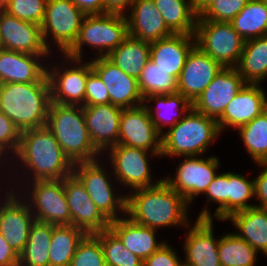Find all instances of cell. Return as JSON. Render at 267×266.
<instances>
[{"label": "cell", "mask_w": 267, "mask_h": 266, "mask_svg": "<svg viewBox=\"0 0 267 266\" xmlns=\"http://www.w3.org/2000/svg\"><path fill=\"white\" fill-rule=\"evenodd\" d=\"M188 206L185 198L162 180L155 186L126 195L125 215L139 225L156 230L161 226L188 227Z\"/></svg>", "instance_id": "6da1fadb"}, {"label": "cell", "mask_w": 267, "mask_h": 266, "mask_svg": "<svg viewBox=\"0 0 267 266\" xmlns=\"http://www.w3.org/2000/svg\"><path fill=\"white\" fill-rule=\"evenodd\" d=\"M15 155L33 173V181L61 180L73 172L74 164L46 126L22 131Z\"/></svg>", "instance_id": "7a4b0ae2"}, {"label": "cell", "mask_w": 267, "mask_h": 266, "mask_svg": "<svg viewBox=\"0 0 267 266\" xmlns=\"http://www.w3.org/2000/svg\"><path fill=\"white\" fill-rule=\"evenodd\" d=\"M50 103L49 82L0 84V111L20 132L46 126Z\"/></svg>", "instance_id": "3957f363"}, {"label": "cell", "mask_w": 267, "mask_h": 266, "mask_svg": "<svg viewBox=\"0 0 267 266\" xmlns=\"http://www.w3.org/2000/svg\"><path fill=\"white\" fill-rule=\"evenodd\" d=\"M46 127L73 164L98 158L100 151L92 143L81 105L51 102Z\"/></svg>", "instance_id": "277c9868"}, {"label": "cell", "mask_w": 267, "mask_h": 266, "mask_svg": "<svg viewBox=\"0 0 267 266\" xmlns=\"http://www.w3.org/2000/svg\"><path fill=\"white\" fill-rule=\"evenodd\" d=\"M220 134L217 120L191 108L182 120L162 134L161 156L203 155Z\"/></svg>", "instance_id": "5b68a950"}, {"label": "cell", "mask_w": 267, "mask_h": 266, "mask_svg": "<svg viewBox=\"0 0 267 266\" xmlns=\"http://www.w3.org/2000/svg\"><path fill=\"white\" fill-rule=\"evenodd\" d=\"M127 35L126 14L104 13L85 15L78 38L65 55L81 59L82 47L84 44H88L98 50L99 57H106L124 41Z\"/></svg>", "instance_id": "8992f818"}, {"label": "cell", "mask_w": 267, "mask_h": 266, "mask_svg": "<svg viewBox=\"0 0 267 266\" xmlns=\"http://www.w3.org/2000/svg\"><path fill=\"white\" fill-rule=\"evenodd\" d=\"M194 36L196 46L223 68L238 64L245 40L229 22L196 20Z\"/></svg>", "instance_id": "52a82bcc"}, {"label": "cell", "mask_w": 267, "mask_h": 266, "mask_svg": "<svg viewBox=\"0 0 267 266\" xmlns=\"http://www.w3.org/2000/svg\"><path fill=\"white\" fill-rule=\"evenodd\" d=\"M98 159L78 162L73 165V174L81 181L91 200L100 212L109 220H117L118 211L126 214V196L114 195L109 175L104 172ZM106 174V175H105Z\"/></svg>", "instance_id": "ba28073f"}, {"label": "cell", "mask_w": 267, "mask_h": 266, "mask_svg": "<svg viewBox=\"0 0 267 266\" xmlns=\"http://www.w3.org/2000/svg\"><path fill=\"white\" fill-rule=\"evenodd\" d=\"M85 14L71 0H48L41 24L45 46L50 50L47 37L53 36L56 46L65 54L76 42Z\"/></svg>", "instance_id": "9c48e42d"}, {"label": "cell", "mask_w": 267, "mask_h": 266, "mask_svg": "<svg viewBox=\"0 0 267 266\" xmlns=\"http://www.w3.org/2000/svg\"><path fill=\"white\" fill-rule=\"evenodd\" d=\"M32 186V195H29L32 198L28 204L35 220L54 225H71V213L64 190V178L61 180H35Z\"/></svg>", "instance_id": "30bf717a"}, {"label": "cell", "mask_w": 267, "mask_h": 266, "mask_svg": "<svg viewBox=\"0 0 267 266\" xmlns=\"http://www.w3.org/2000/svg\"><path fill=\"white\" fill-rule=\"evenodd\" d=\"M162 135L151 121L143 104L122 110L117 145H125L150 151L152 156H161Z\"/></svg>", "instance_id": "8fae6325"}, {"label": "cell", "mask_w": 267, "mask_h": 266, "mask_svg": "<svg viewBox=\"0 0 267 266\" xmlns=\"http://www.w3.org/2000/svg\"><path fill=\"white\" fill-rule=\"evenodd\" d=\"M186 159L176 168L173 179L165 177L163 180L178 194L183 196L189 204L201 193H205L209 184L214 180L219 160L215 156L209 158H197V156L185 157Z\"/></svg>", "instance_id": "7c38bea8"}, {"label": "cell", "mask_w": 267, "mask_h": 266, "mask_svg": "<svg viewBox=\"0 0 267 266\" xmlns=\"http://www.w3.org/2000/svg\"><path fill=\"white\" fill-rule=\"evenodd\" d=\"M108 150H110V162L113 164V172L117 181L132 190L152 187L163 180L162 178L158 182L152 181L151 170L147 162V155L150 151L125 145H115Z\"/></svg>", "instance_id": "4fadbf2b"}, {"label": "cell", "mask_w": 267, "mask_h": 266, "mask_svg": "<svg viewBox=\"0 0 267 266\" xmlns=\"http://www.w3.org/2000/svg\"><path fill=\"white\" fill-rule=\"evenodd\" d=\"M64 56L77 65L74 68H64V70L59 67H54L52 71L47 69L51 102L61 105L84 106L86 81L88 74L93 70L91 62L82 64V59L67 57L65 54Z\"/></svg>", "instance_id": "5bb4252c"}, {"label": "cell", "mask_w": 267, "mask_h": 266, "mask_svg": "<svg viewBox=\"0 0 267 266\" xmlns=\"http://www.w3.org/2000/svg\"><path fill=\"white\" fill-rule=\"evenodd\" d=\"M245 84L235 67L223 68L194 100L192 108L217 120Z\"/></svg>", "instance_id": "9a60e30c"}, {"label": "cell", "mask_w": 267, "mask_h": 266, "mask_svg": "<svg viewBox=\"0 0 267 266\" xmlns=\"http://www.w3.org/2000/svg\"><path fill=\"white\" fill-rule=\"evenodd\" d=\"M0 48L26 54L49 56L50 51L44 44L41 26L0 14Z\"/></svg>", "instance_id": "2e32d148"}, {"label": "cell", "mask_w": 267, "mask_h": 266, "mask_svg": "<svg viewBox=\"0 0 267 266\" xmlns=\"http://www.w3.org/2000/svg\"><path fill=\"white\" fill-rule=\"evenodd\" d=\"M64 190L71 213V225L87 234L109 229L110 221L91 200L81 181L72 173L64 178Z\"/></svg>", "instance_id": "e0dca14e"}, {"label": "cell", "mask_w": 267, "mask_h": 266, "mask_svg": "<svg viewBox=\"0 0 267 266\" xmlns=\"http://www.w3.org/2000/svg\"><path fill=\"white\" fill-rule=\"evenodd\" d=\"M90 62L92 69L106 85L112 105L126 109L144 104L136 78L126 74L105 56H97Z\"/></svg>", "instance_id": "ac0fdd59"}, {"label": "cell", "mask_w": 267, "mask_h": 266, "mask_svg": "<svg viewBox=\"0 0 267 266\" xmlns=\"http://www.w3.org/2000/svg\"><path fill=\"white\" fill-rule=\"evenodd\" d=\"M213 217L207 208L199 214L184 242L186 261L192 266H221L218 241L214 238Z\"/></svg>", "instance_id": "d6986e66"}, {"label": "cell", "mask_w": 267, "mask_h": 266, "mask_svg": "<svg viewBox=\"0 0 267 266\" xmlns=\"http://www.w3.org/2000/svg\"><path fill=\"white\" fill-rule=\"evenodd\" d=\"M223 67L195 46L188 54L177 80V90L191 103L198 98Z\"/></svg>", "instance_id": "ffe728a7"}, {"label": "cell", "mask_w": 267, "mask_h": 266, "mask_svg": "<svg viewBox=\"0 0 267 266\" xmlns=\"http://www.w3.org/2000/svg\"><path fill=\"white\" fill-rule=\"evenodd\" d=\"M13 192H7V199L0 207V233L19 255L24 250L35 218L28 202H22Z\"/></svg>", "instance_id": "44dd1931"}, {"label": "cell", "mask_w": 267, "mask_h": 266, "mask_svg": "<svg viewBox=\"0 0 267 266\" xmlns=\"http://www.w3.org/2000/svg\"><path fill=\"white\" fill-rule=\"evenodd\" d=\"M266 109L267 98L265 91L259 84H245L217 119L220 132L225 126L238 129L248 124Z\"/></svg>", "instance_id": "7402d4cb"}, {"label": "cell", "mask_w": 267, "mask_h": 266, "mask_svg": "<svg viewBox=\"0 0 267 266\" xmlns=\"http://www.w3.org/2000/svg\"><path fill=\"white\" fill-rule=\"evenodd\" d=\"M82 108L93 145L100 152L117 145L123 108L111 103Z\"/></svg>", "instance_id": "603a6c76"}, {"label": "cell", "mask_w": 267, "mask_h": 266, "mask_svg": "<svg viewBox=\"0 0 267 266\" xmlns=\"http://www.w3.org/2000/svg\"><path fill=\"white\" fill-rule=\"evenodd\" d=\"M129 8L130 16L126 15L129 35L152 43L174 34L153 0H133Z\"/></svg>", "instance_id": "cb8c5ba5"}, {"label": "cell", "mask_w": 267, "mask_h": 266, "mask_svg": "<svg viewBox=\"0 0 267 266\" xmlns=\"http://www.w3.org/2000/svg\"><path fill=\"white\" fill-rule=\"evenodd\" d=\"M44 56L0 48V84L49 82L47 66L40 63ZM39 60V61H36Z\"/></svg>", "instance_id": "d4e9b609"}, {"label": "cell", "mask_w": 267, "mask_h": 266, "mask_svg": "<svg viewBox=\"0 0 267 266\" xmlns=\"http://www.w3.org/2000/svg\"><path fill=\"white\" fill-rule=\"evenodd\" d=\"M195 46L194 35L172 34L150 43V60L178 80L186 58Z\"/></svg>", "instance_id": "484cf974"}, {"label": "cell", "mask_w": 267, "mask_h": 266, "mask_svg": "<svg viewBox=\"0 0 267 266\" xmlns=\"http://www.w3.org/2000/svg\"><path fill=\"white\" fill-rule=\"evenodd\" d=\"M109 229L143 261L166 243L156 241V229L139 225L125 217L110 221Z\"/></svg>", "instance_id": "4316f807"}, {"label": "cell", "mask_w": 267, "mask_h": 266, "mask_svg": "<svg viewBox=\"0 0 267 266\" xmlns=\"http://www.w3.org/2000/svg\"><path fill=\"white\" fill-rule=\"evenodd\" d=\"M228 219L232 221L237 234L257 251L267 255V210L251 207L233 213Z\"/></svg>", "instance_id": "83f0119b"}, {"label": "cell", "mask_w": 267, "mask_h": 266, "mask_svg": "<svg viewBox=\"0 0 267 266\" xmlns=\"http://www.w3.org/2000/svg\"><path fill=\"white\" fill-rule=\"evenodd\" d=\"M106 57L126 74L138 80L150 59V43L128 34Z\"/></svg>", "instance_id": "f1b7e54d"}, {"label": "cell", "mask_w": 267, "mask_h": 266, "mask_svg": "<svg viewBox=\"0 0 267 266\" xmlns=\"http://www.w3.org/2000/svg\"><path fill=\"white\" fill-rule=\"evenodd\" d=\"M235 69L246 84H260L267 77V35L245 41Z\"/></svg>", "instance_id": "f546056e"}, {"label": "cell", "mask_w": 267, "mask_h": 266, "mask_svg": "<svg viewBox=\"0 0 267 266\" xmlns=\"http://www.w3.org/2000/svg\"><path fill=\"white\" fill-rule=\"evenodd\" d=\"M87 233L72 225L52 224L49 266H69L77 246Z\"/></svg>", "instance_id": "4dcf8cb0"}, {"label": "cell", "mask_w": 267, "mask_h": 266, "mask_svg": "<svg viewBox=\"0 0 267 266\" xmlns=\"http://www.w3.org/2000/svg\"><path fill=\"white\" fill-rule=\"evenodd\" d=\"M52 224L35 220L29 230L24 250L19 254L20 266H49Z\"/></svg>", "instance_id": "1f68e13d"}, {"label": "cell", "mask_w": 267, "mask_h": 266, "mask_svg": "<svg viewBox=\"0 0 267 266\" xmlns=\"http://www.w3.org/2000/svg\"><path fill=\"white\" fill-rule=\"evenodd\" d=\"M174 34L194 35L197 15L192 0H153Z\"/></svg>", "instance_id": "d6a6232c"}, {"label": "cell", "mask_w": 267, "mask_h": 266, "mask_svg": "<svg viewBox=\"0 0 267 266\" xmlns=\"http://www.w3.org/2000/svg\"><path fill=\"white\" fill-rule=\"evenodd\" d=\"M229 23L245 41L265 36L267 35V5L262 0H249Z\"/></svg>", "instance_id": "836d02e7"}, {"label": "cell", "mask_w": 267, "mask_h": 266, "mask_svg": "<svg viewBox=\"0 0 267 266\" xmlns=\"http://www.w3.org/2000/svg\"><path fill=\"white\" fill-rule=\"evenodd\" d=\"M257 252L237 233L225 234L218 241V257L221 266H254Z\"/></svg>", "instance_id": "e575fe53"}, {"label": "cell", "mask_w": 267, "mask_h": 266, "mask_svg": "<svg viewBox=\"0 0 267 266\" xmlns=\"http://www.w3.org/2000/svg\"><path fill=\"white\" fill-rule=\"evenodd\" d=\"M146 100L157 102V106L155 108V114H154L153 109L151 111V108L148 106V104H144V105L147 107L149 116L151 117V121L155 124L157 131L161 135L163 134L162 128L165 125H169L170 126L169 128L173 127L178 121L182 120L183 118L181 117L182 114L185 115L184 113L188 112L192 108V103L188 101L179 92L173 93V94H166V95H150L144 99V101ZM179 107L181 111H179V114H177L178 116H176V118L168 119L169 118L168 115H166V113L163 114L164 110L165 111L171 110L172 112V110L179 108ZM169 112H167V114H169Z\"/></svg>", "instance_id": "d590c367"}, {"label": "cell", "mask_w": 267, "mask_h": 266, "mask_svg": "<svg viewBox=\"0 0 267 266\" xmlns=\"http://www.w3.org/2000/svg\"><path fill=\"white\" fill-rule=\"evenodd\" d=\"M238 131L255 163L267 162V109Z\"/></svg>", "instance_id": "8d00e7d4"}, {"label": "cell", "mask_w": 267, "mask_h": 266, "mask_svg": "<svg viewBox=\"0 0 267 266\" xmlns=\"http://www.w3.org/2000/svg\"><path fill=\"white\" fill-rule=\"evenodd\" d=\"M138 87L143 99L150 95H166L178 92L177 79L150 59L138 78Z\"/></svg>", "instance_id": "74e56055"}, {"label": "cell", "mask_w": 267, "mask_h": 266, "mask_svg": "<svg viewBox=\"0 0 267 266\" xmlns=\"http://www.w3.org/2000/svg\"><path fill=\"white\" fill-rule=\"evenodd\" d=\"M106 266H143V260L127 249L110 230L99 232Z\"/></svg>", "instance_id": "f35d334b"}, {"label": "cell", "mask_w": 267, "mask_h": 266, "mask_svg": "<svg viewBox=\"0 0 267 266\" xmlns=\"http://www.w3.org/2000/svg\"><path fill=\"white\" fill-rule=\"evenodd\" d=\"M254 196V180H248L241 174L229 172L228 184V218L235 212L254 207L248 199Z\"/></svg>", "instance_id": "ab89813d"}, {"label": "cell", "mask_w": 267, "mask_h": 266, "mask_svg": "<svg viewBox=\"0 0 267 266\" xmlns=\"http://www.w3.org/2000/svg\"><path fill=\"white\" fill-rule=\"evenodd\" d=\"M69 266H106L99 232L86 234L83 237Z\"/></svg>", "instance_id": "60d3db41"}, {"label": "cell", "mask_w": 267, "mask_h": 266, "mask_svg": "<svg viewBox=\"0 0 267 266\" xmlns=\"http://www.w3.org/2000/svg\"><path fill=\"white\" fill-rule=\"evenodd\" d=\"M48 0H7L5 12L20 20L42 24Z\"/></svg>", "instance_id": "b9f144b4"}, {"label": "cell", "mask_w": 267, "mask_h": 266, "mask_svg": "<svg viewBox=\"0 0 267 266\" xmlns=\"http://www.w3.org/2000/svg\"><path fill=\"white\" fill-rule=\"evenodd\" d=\"M249 0H215L198 17L197 20L230 22L246 6Z\"/></svg>", "instance_id": "7bdbcfd3"}, {"label": "cell", "mask_w": 267, "mask_h": 266, "mask_svg": "<svg viewBox=\"0 0 267 266\" xmlns=\"http://www.w3.org/2000/svg\"><path fill=\"white\" fill-rule=\"evenodd\" d=\"M228 184L229 172L217 174L205 191L208 196V202L210 200L219 204L215 210L214 217L221 221L228 219Z\"/></svg>", "instance_id": "ee69618b"}, {"label": "cell", "mask_w": 267, "mask_h": 266, "mask_svg": "<svg viewBox=\"0 0 267 266\" xmlns=\"http://www.w3.org/2000/svg\"><path fill=\"white\" fill-rule=\"evenodd\" d=\"M110 96L106 85L92 70L87 77L84 106L109 104Z\"/></svg>", "instance_id": "f6af8a7d"}, {"label": "cell", "mask_w": 267, "mask_h": 266, "mask_svg": "<svg viewBox=\"0 0 267 266\" xmlns=\"http://www.w3.org/2000/svg\"><path fill=\"white\" fill-rule=\"evenodd\" d=\"M20 134L21 132L14 123L0 111V151L4 155L10 149L16 154L20 144Z\"/></svg>", "instance_id": "bcb514c9"}, {"label": "cell", "mask_w": 267, "mask_h": 266, "mask_svg": "<svg viewBox=\"0 0 267 266\" xmlns=\"http://www.w3.org/2000/svg\"><path fill=\"white\" fill-rule=\"evenodd\" d=\"M181 264L177 253L167 243L143 261V266H181Z\"/></svg>", "instance_id": "7dc6e473"}, {"label": "cell", "mask_w": 267, "mask_h": 266, "mask_svg": "<svg viewBox=\"0 0 267 266\" xmlns=\"http://www.w3.org/2000/svg\"><path fill=\"white\" fill-rule=\"evenodd\" d=\"M260 167H264L263 172L254 180V197L260 201L259 205H255L261 209L267 210V162L257 163Z\"/></svg>", "instance_id": "c3c4849f"}, {"label": "cell", "mask_w": 267, "mask_h": 266, "mask_svg": "<svg viewBox=\"0 0 267 266\" xmlns=\"http://www.w3.org/2000/svg\"><path fill=\"white\" fill-rule=\"evenodd\" d=\"M18 264L19 255L0 233V266H16Z\"/></svg>", "instance_id": "681fc988"}, {"label": "cell", "mask_w": 267, "mask_h": 266, "mask_svg": "<svg viewBox=\"0 0 267 266\" xmlns=\"http://www.w3.org/2000/svg\"><path fill=\"white\" fill-rule=\"evenodd\" d=\"M85 15L108 13L103 0H71Z\"/></svg>", "instance_id": "f907efd6"}, {"label": "cell", "mask_w": 267, "mask_h": 266, "mask_svg": "<svg viewBox=\"0 0 267 266\" xmlns=\"http://www.w3.org/2000/svg\"><path fill=\"white\" fill-rule=\"evenodd\" d=\"M104 9L108 13L125 14L124 9L130 7L133 0H103Z\"/></svg>", "instance_id": "816d5d0a"}, {"label": "cell", "mask_w": 267, "mask_h": 266, "mask_svg": "<svg viewBox=\"0 0 267 266\" xmlns=\"http://www.w3.org/2000/svg\"><path fill=\"white\" fill-rule=\"evenodd\" d=\"M215 0H192L193 9L197 16H199L210 4Z\"/></svg>", "instance_id": "f5cc1de1"}, {"label": "cell", "mask_w": 267, "mask_h": 266, "mask_svg": "<svg viewBox=\"0 0 267 266\" xmlns=\"http://www.w3.org/2000/svg\"><path fill=\"white\" fill-rule=\"evenodd\" d=\"M7 4V0H0V11H4Z\"/></svg>", "instance_id": "db71d44e"}, {"label": "cell", "mask_w": 267, "mask_h": 266, "mask_svg": "<svg viewBox=\"0 0 267 266\" xmlns=\"http://www.w3.org/2000/svg\"><path fill=\"white\" fill-rule=\"evenodd\" d=\"M181 266H192V265H190V264H188V263H186V262L183 261V263L181 264Z\"/></svg>", "instance_id": "11a10c76"}, {"label": "cell", "mask_w": 267, "mask_h": 266, "mask_svg": "<svg viewBox=\"0 0 267 266\" xmlns=\"http://www.w3.org/2000/svg\"><path fill=\"white\" fill-rule=\"evenodd\" d=\"M3 153L0 151V159L2 158Z\"/></svg>", "instance_id": "9f6ffc18"}]
</instances>
